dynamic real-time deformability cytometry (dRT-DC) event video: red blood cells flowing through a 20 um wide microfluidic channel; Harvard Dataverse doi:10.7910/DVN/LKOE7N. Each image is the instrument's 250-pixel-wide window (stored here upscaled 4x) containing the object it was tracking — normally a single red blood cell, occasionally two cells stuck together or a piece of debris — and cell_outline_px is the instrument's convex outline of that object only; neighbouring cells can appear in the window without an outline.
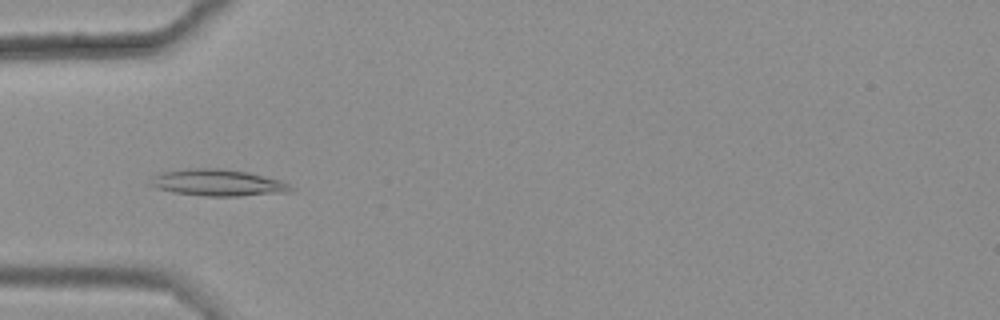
{"species": "common noctule bat (a hibernating species)", "species_latin": "Nyctalus noctula", "temperature_condition": "warm", "stored_images_in_passage": 34, "camera_frame_rate_fps": 3000, "um_per_image_px": 0.085, "animal": {"sex": "female", "body_mass_g": 25.1}, "frame": {"image": 1, "passage_image": 5, "time_ms": 1.333, "image_size_px": [1000, 320], "cell_outline_px": [[292, 192], [240, 196], [204, 196], [172, 192], [156, 188], [148, 184], [160, 172], [184, 168], [220, 168], [248, 172], [280, 180], [288, 184], [292, 188]], "centroid_in_image_um": [18.5, 15.53], "position_along_channel_um": 66.5, "area_um2": 21.85}}
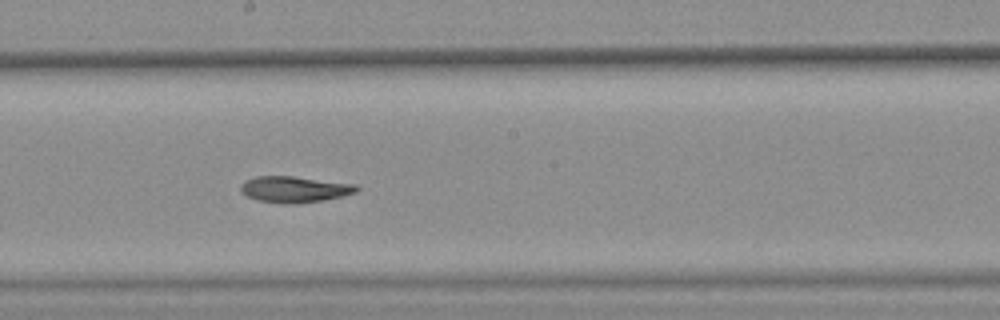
{"frame": {"image": 2, "passage_image": 18, "time_ms": 5.667, "image_size_px": [1000, 320], "cell_outline_px": [[360, 188], [356, 192], [344, 196], [324, 200], [296, 204], [280, 204], [256, 200], [240, 192], [240, 184], [244, 180], [256, 176], [292, 176], [356, 184]], "centroid_in_image_um": [25.01, 16.1], "position_along_channel_um": 223.2, "area_um2": 17.98}}
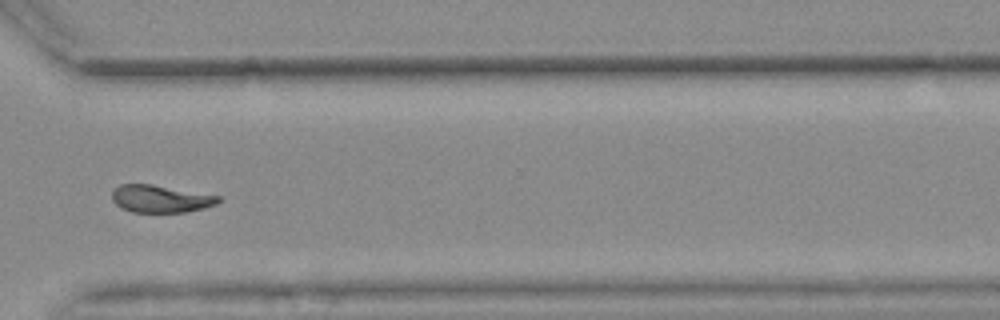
{"frame": {"image": 3, "passage_image": 29, "time_ms": 9.333, "image_size_px": [1000, 320], "cell_outline_px": [[224, 196], [216, 204], [204, 208], [188, 212], [132, 212], [120, 208], [112, 200], [112, 192], [120, 184], [152, 184]], "centroid_in_image_um": [13.68, 16.9], "position_along_channel_um": 356.9, "area_um2": 17.22}, "authors_computed_cell_mechanics": {"area_um2": 17.6001, "velocity_mm_per_s": 3.6369, "shape_relaxation_time_tau1_ms": null, "shape_relaxation_time_tau2_ms": 6.3569, "deformation_change_tau1": null, "deformation_change_tau2": 0.1195}}